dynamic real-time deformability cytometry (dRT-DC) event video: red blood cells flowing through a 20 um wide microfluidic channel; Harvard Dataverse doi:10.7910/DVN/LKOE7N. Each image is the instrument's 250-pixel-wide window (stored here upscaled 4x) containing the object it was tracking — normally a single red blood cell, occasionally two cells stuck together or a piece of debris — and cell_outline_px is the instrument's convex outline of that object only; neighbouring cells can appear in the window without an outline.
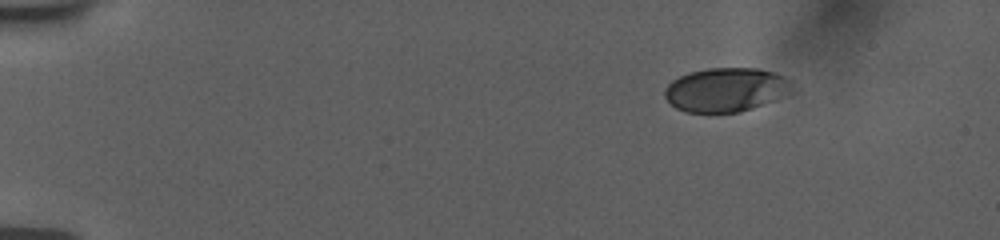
{"species": "human", "species_latin": "Homo sapiens", "temperature_condition": "room temperature", "stored_images_in_passage": 33, "camera_frame_rate_fps": 3000, "um_per_image_px": 0.085, "donor": {"sex": "female"}, "frame": {"image": 1, "passage_image": 1, "time_ms": 0.0, "image_size_px": [1000, 240], "cell_outline_px": [[792, 92], [776, 100], [740, 112], [684, 112], [676, 108], [664, 96], [664, 88], [672, 80], [680, 76], [692, 72], [708, 68], [756, 68], [772, 72], [784, 76], [792, 80]], "centroid_in_image_um": [61.73, 7.63], "position_along_channel_um": 23.3, "area_um2": 32.71}}
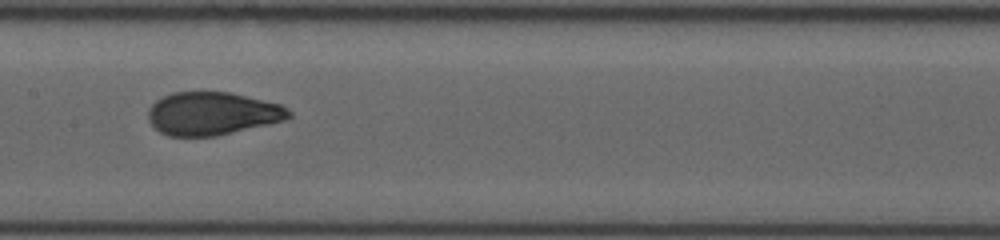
{"frame": {"image": 2, "passage_image": 13, "time_ms": 7.333, "image_size_px": [1000, 240], "cell_outline_px": [[292, 116], [284, 120], [268, 124], [216, 136], [168, 136], [160, 132], [148, 120], [148, 108], [156, 100], [172, 92], [228, 92], [280, 104], [288, 108], [292, 112]], "centroid_in_image_um": [18.03, 9.65], "position_along_channel_um": 189.4, "area_um2": 35.14}}
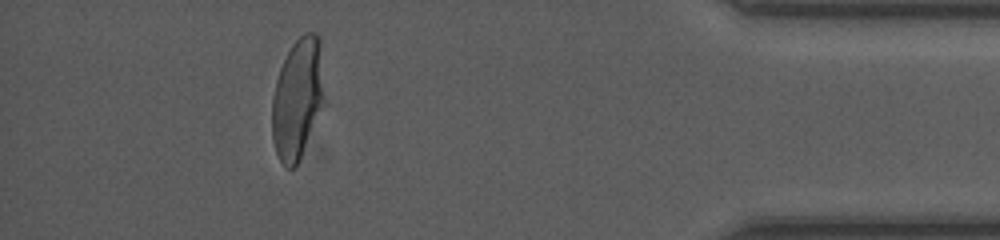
{"frame": {"image": 3, "passage_image": 29, "time_ms": 14.333, "image_size_px": [1000, 240], "cell_outline_px": [[324, 104], [296, 168], [284, 168], [276, 152], [272, 140], [272, 96], [276, 80], [280, 68], [292, 44], [304, 32], [316, 32], [320, 36], [324, 96]], "centroid_in_image_um": [25.29, 8.39], "position_along_channel_um": 409.9, "area_um2": 37.05}, "authors_computed_cell_mechanics": {"area_um2": 35.8938, "velocity_mm_per_s": 3.7651, "shape_relaxation_time_tau1_ms": 4.7229, "shape_relaxation_time_tau2_ms": null, "deformation_change_tau1": 0.1518, "deformation_change_tau2": null}}